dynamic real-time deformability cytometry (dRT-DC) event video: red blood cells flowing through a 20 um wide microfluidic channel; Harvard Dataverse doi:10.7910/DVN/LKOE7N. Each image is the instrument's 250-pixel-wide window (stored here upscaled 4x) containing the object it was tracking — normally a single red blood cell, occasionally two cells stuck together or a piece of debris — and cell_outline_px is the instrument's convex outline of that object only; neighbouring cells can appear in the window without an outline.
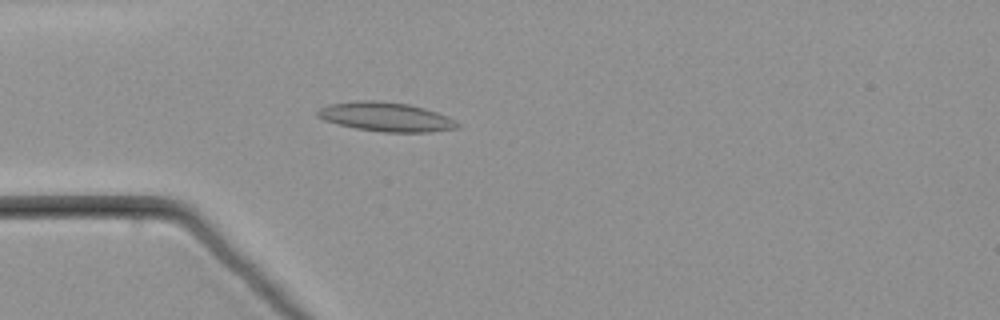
{"species": "common noctule bat (a hibernating species)", "species_latin": "Nyctalus noctula", "temperature_condition": "warm", "stored_images_in_passage": 55, "camera_frame_rate_fps": 3000, "um_per_image_px": 0.085, "animal": {"sex": "male", "body_mass_g": 21.5, "forearm_length_mm": 52.0}, "frame": {"image": 1, "passage_image": 16, "time_ms": 5.0, "image_size_px": [1000, 320], "cell_outline_px": [[460, 128], [432, 132], [384, 132], [356, 128], [324, 120], [316, 116], [316, 112], [320, 108], [328, 104], [360, 100], [372, 100], [408, 104], [424, 108], [436, 112], [460, 124]], "centroid_in_image_um": [32.78, 9.93], "position_along_channel_um": 52.2, "area_um2": 23.52}}
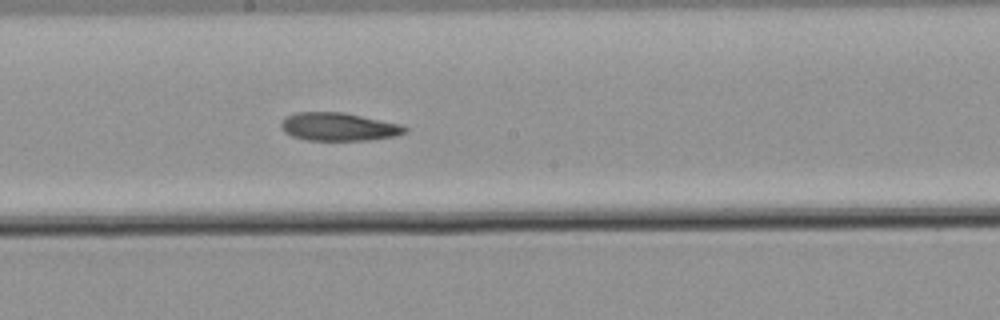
{"frame": {"image": 2, "passage_image": 30, "time_ms": 9.667, "image_size_px": [1000, 320], "cell_outline_px": [[408, 132], [396, 136], [368, 140], [308, 140], [292, 136], [284, 132], [280, 128], [280, 124], [288, 116], [296, 112], [344, 112], [400, 124], [408, 128]], "centroid_in_image_um": [28.8, 10.78], "position_along_channel_um": 219.4, "area_um2": 20.29}}
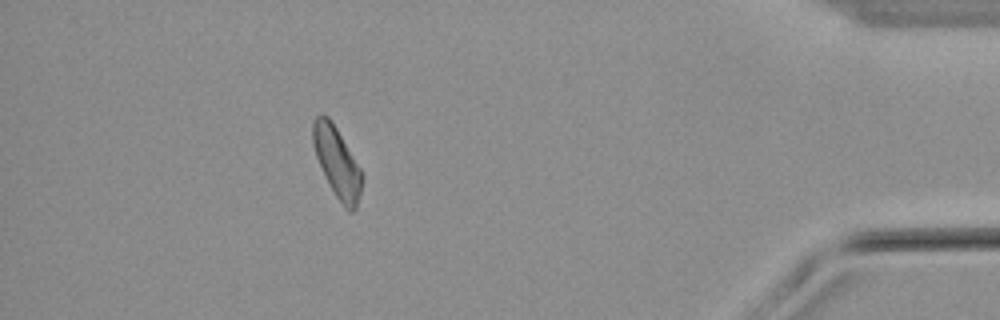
{"frame": {"image": 3, "passage_image": 49, "time_ms": 16.0, "image_size_px": [1000, 320], "cell_outline_px": [[364, 180], [356, 208], [352, 212], [348, 212], [344, 208], [336, 196], [324, 176], [316, 156], [312, 144], [312, 120], [316, 116], [328, 116], [336, 128], [360, 168], [364, 176]], "centroid_in_image_um": [28.65, 13.83], "position_along_channel_um": 406.6, "area_um2": 20.06}}